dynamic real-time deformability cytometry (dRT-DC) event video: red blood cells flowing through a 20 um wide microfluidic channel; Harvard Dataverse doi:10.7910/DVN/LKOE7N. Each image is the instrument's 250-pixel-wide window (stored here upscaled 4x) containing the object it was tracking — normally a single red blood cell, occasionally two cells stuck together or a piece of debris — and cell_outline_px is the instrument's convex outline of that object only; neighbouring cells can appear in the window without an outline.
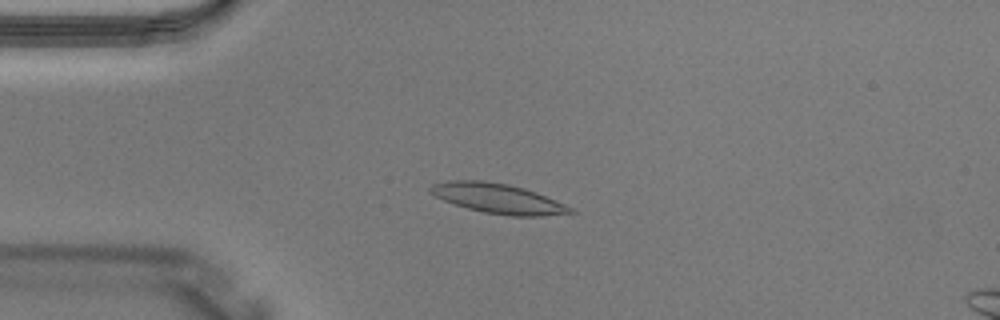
{"species": "Egyptian fruit bat (a non-hibernating species)", "species_latin": "Rousettus aegyptiacus", "temperature_condition": "warm", "stored_images_in_passage": 3, "camera_frame_rate_fps": 3000, "um_per_image_px": 0.085, "animal": {"sex": "male"}, "frame": {"image": 1, "passage_image": 2, "time_ms": 0.333, "image_size_px": [1000, 320], "cell_outline_px": [[576, 212], [540, 216], [512, 216], [484, 212], [468, 208], [444, 200], [436, 196], [428, 188], [432, 184], [448, 180], [484, 180], [508, 184], [524, 188], [536, 192], [556, 200], [572, 208]], "centroid_in_image_um": [42.33, 16.86], "position_along_channel_um": 42.7, "area_um2": 24.1}}